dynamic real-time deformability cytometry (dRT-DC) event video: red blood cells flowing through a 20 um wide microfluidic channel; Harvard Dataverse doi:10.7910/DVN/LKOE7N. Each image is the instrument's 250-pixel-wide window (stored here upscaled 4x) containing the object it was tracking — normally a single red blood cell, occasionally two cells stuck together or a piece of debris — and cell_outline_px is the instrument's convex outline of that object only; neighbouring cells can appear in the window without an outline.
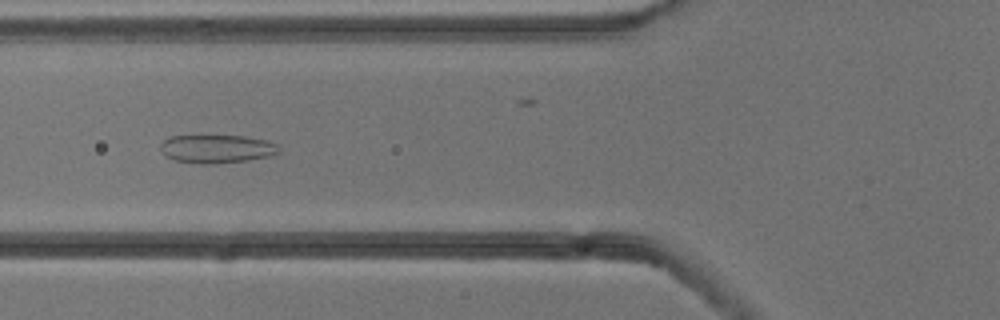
{"species": "common noctule bat (a hibernating species)", "species_latin": "Nyctalus noctula", "temperature_condition": "cold", "stored_images_in_passage": 54, "camera_frame_rate_fps": 3000, "um_per_image_px": 0.085, "animal": {"sex": "male", "body_mass_g": 13.3}, "frame": {"image": 1, "passage_image": 20, "time_ms": 6.333, "image_size_px": [1000, 320], "cell_outline_px": [[280, 152], [272, 156], [248, 160], [216, 164], [200, 164], [176, 160], [164, 156], [160, 148], [160, 144], [168, 136], [244, 136], [268, 140], [280, 144]], "centroid_in_image_um": [18.47, 12.65], "position_along_channel_um": 107.3, "area_um2": 19.88}}
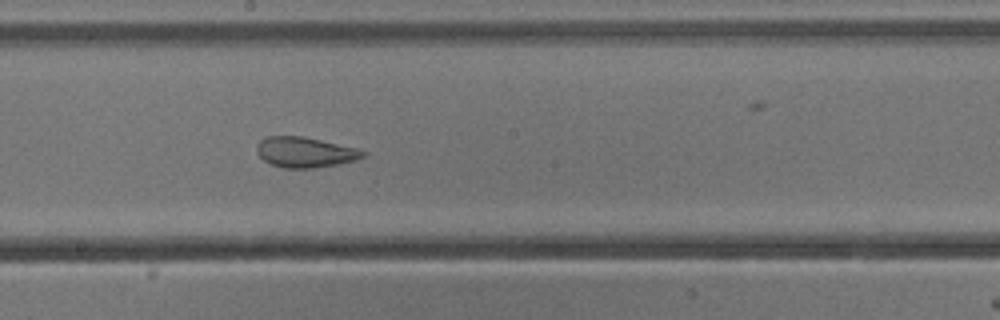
{"frame": {"image": 2, "passage_image": 29, "time_ms": 9.333, "image_size_px": [1000, 320], "cell_outline_px": [[368, 152], [364, 156], [356, 160], [340, 164], [312, 168], [284, 168], [272, 164], [264, 160], [256, 152], [256, 144], [260, 140], [268, 136], [304, 136], [360, 148]], "centroid_in_image_um": [25.97, 12.93], "position_along_channel_um": 222.2, "area_um2": 19.07}}
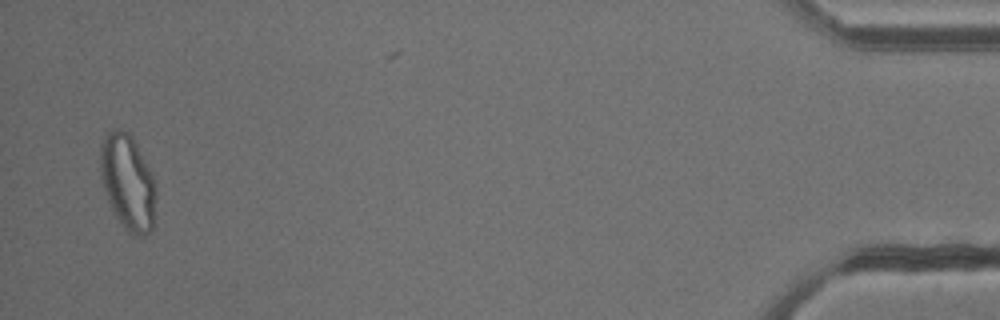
{"frame": {"image": 3, "passage_image": 52, "time_ms": 17.0, "image_size_px": [1000, 320], "cell_outline_px": [[156, 192], [152, 228], [144, 236], [136, 236], [128, 232], [124, 228], [112, 212], [100, 176], [100, 144], [104, 136], [112, 128], [120, 128], [128, 132], [132, 136], [156, 180]], "centroid_in_image_um": [10.85, 15.46], "position_along_channel_um": 424.3, "area_um2": 31.33}, "authors_computed_cell_mechanics": {"area_um2": 25.4609, "velocity_mm_per_s": 3.8176, "shape_relaxation_time_tau1_ms": null, "shape_relaxation_time_tau2_ms": 1.784, "deformation_change_tau1": null, "deformation_change_tau2": 0.0849}}